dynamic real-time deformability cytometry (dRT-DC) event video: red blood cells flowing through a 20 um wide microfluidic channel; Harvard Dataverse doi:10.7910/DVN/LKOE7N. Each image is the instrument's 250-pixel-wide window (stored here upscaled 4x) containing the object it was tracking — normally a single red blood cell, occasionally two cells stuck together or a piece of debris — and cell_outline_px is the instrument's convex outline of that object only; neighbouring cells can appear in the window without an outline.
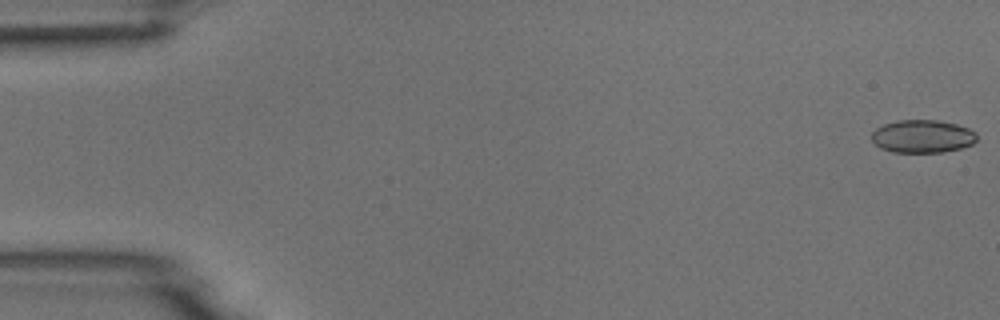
{"species": "common noctule bat (a hibernating species)", "species_latin": "Nyctalus noctula", "temperature_condition": "room temperature", "stored_images_in_passage": 7, "camera_frame_rate_fps": 3000, "um_per_image_px": 0.085, "animal": {"sex": "male", "body_mass_g": 18.8}, "frame": {"image": 1, "passage_image": 1, "time_ms": 0.0, "image_size_px": [1000, 320], "cell_outline_px": [[976, 140], [972, 144], [960, 148], [944, 152], [892, 152], [880, 148], [872, 140], [872, 132], [876, 128], [884, 124], [896, 120], [936, 120], [956, 124], [968, 128], [976, 132]], "centroid_in_image_um": [78.4, 11.59], "position_along_channel_um": 6.6, "area_um2": 20.17}}
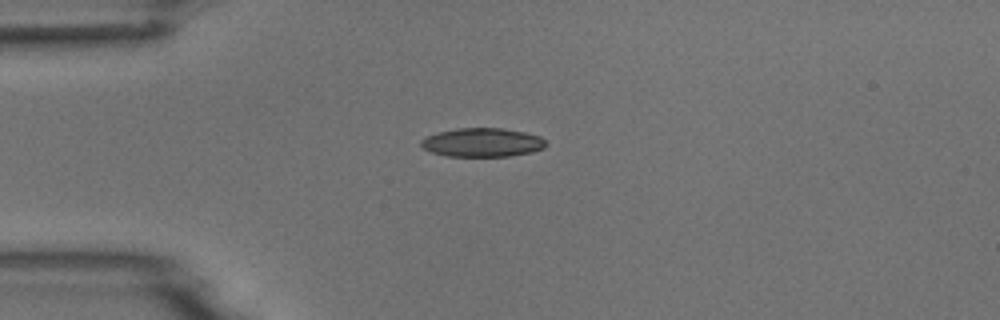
{"frame": {"image": 2, "passage_image": 5, "time_ms": 4.333, "image_size_px": [1000, 320], "cell_outline_px": [[548, 144], [544, 148], [532, 152], [508, 156], [448, 156], [432, 152], [424, 148], [420, 144], [420, 140], [436, 132], [456, 128], [504, 128], [524, 132], [540, 136]], "centroid_in_image_um": [41.01, 12.1], "position_along_channel_um": 44.0, "area_um2": 20.98}}
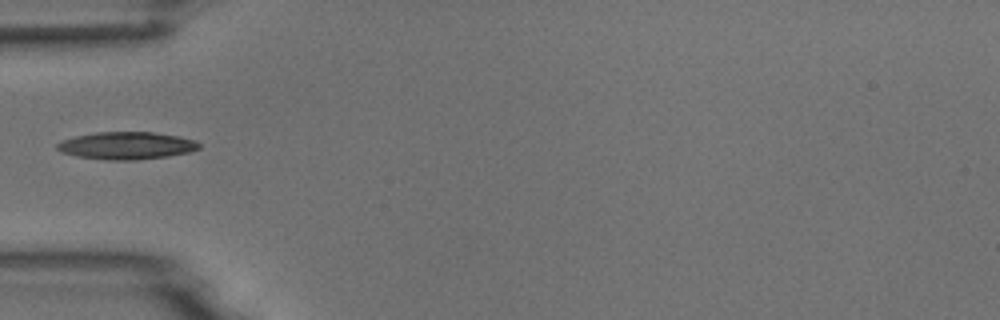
{"frame": {"image": 3, "passage_image": 6, "time_ms": 5.667, "image_size_px": [1000, 320], "cell_outline_px": [[200, 148], [188, 152], [168, 156], [136, 160], [108, 160], [76, 156], [60, 152], [56, 148], [56, 144], [60, 140], [76, 136], [96, 132], [152, 132], [180, 136], [196, 140], [200, 144]], "centroid_in_image_um": [10.74, 12.37], "position_along_channel_um": 74.3, "area_um2": 22.83}}